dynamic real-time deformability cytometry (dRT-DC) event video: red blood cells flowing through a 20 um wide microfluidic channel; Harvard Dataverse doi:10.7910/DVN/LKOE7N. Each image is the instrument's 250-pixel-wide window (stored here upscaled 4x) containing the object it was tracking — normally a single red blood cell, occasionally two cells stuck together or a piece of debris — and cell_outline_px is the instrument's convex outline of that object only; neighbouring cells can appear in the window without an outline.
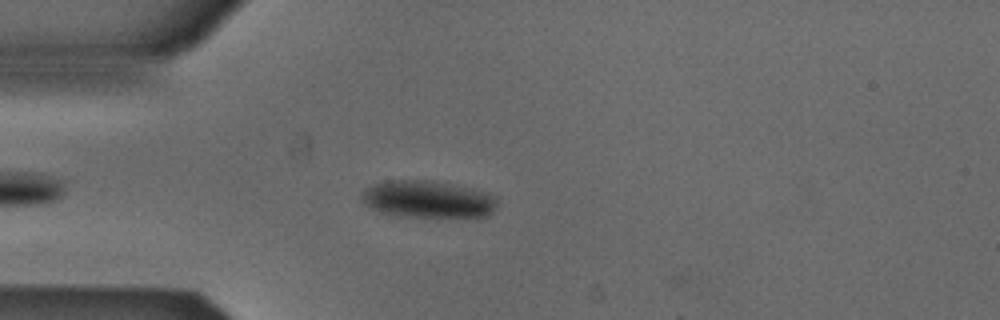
{"species": "Egyptian fruit bat (a non-hibernating species)", "species_latin": "Rousettus aegyptiacus", "temperature_condition": "cold", "stored_images_in_passage": 33, "camera_frame_rate_fps": 3000, "um_per_image_px": 0.085, "animal": {"sex": "male"}, "frame": {"image": 1, "passage_image": 6, "time_ms": 1.667, "image_size_px": [1000, 320], "cell_outline_px": [[496, 204], [492, 212], [488, 216], [480, 220], [476, 220], [388, 216], [364, 204], [360, 196], [368, 188], [384, 180], [432, 180], [468, 188], [484, 192], [496, 196]], "centroid_in_image_um": [36.42, 17.01], "position_along_channel_um": 48.6, "area_um2": 30.52}}
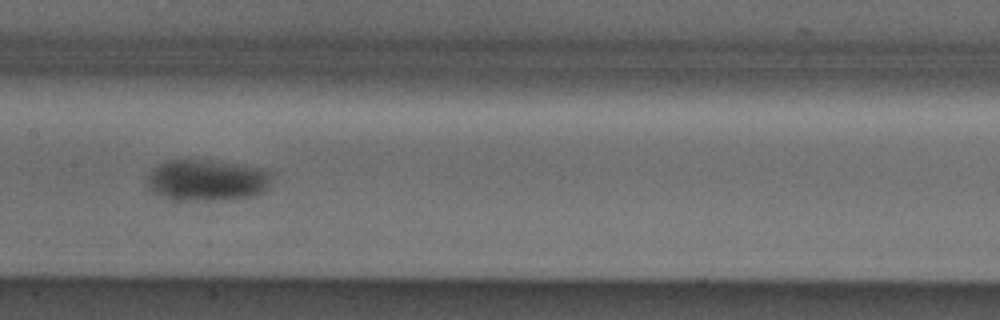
{"frame": {"image": 2, "passage_image": 18, "time_ms": 5.667, "image_size_px": [1000, 320], "cell_outline_px": [[276, 172], [268, 188], [264, 192], [252, 196], [220, 200], [176, 204], [152, 192], [148, 188], [148, 172], [152, 168], [168, 160], [208, 160], [264, 168]], "centroid_in_image_um": [17.59, 15.37], "position_along_channel_um": 189.8, "area_um2": 31.33}}
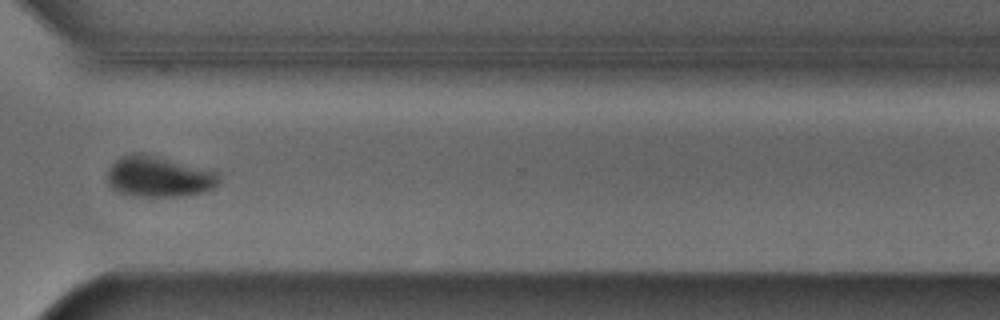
{"frame": {"image": 3, "passage_image": 31, "time_ms": 10.0, "image_size_px": [1000, 320], "cell_outline_px": [[220, 180], [212, 188], [204, 192], [180, 196], [132, 196], [120, 192], [112, 188], [108, 184], [108, 168], [120, 156], [132, 152], [144, 152], [216, 168], [220, 172]], "centroid_in_image_um": [13.58, 14.96], "position_along_channel_um": 357.0, "area_um2": 27.69}, "authors_computed_cell_mechanics": {"area_um2": 29.478, "velocity_mm_per_s": 3.8637, "shape_relaxation_time_tau1_ms": 6.5531, "shape_relaxation_time_tau2_ms": 4.8507, "deformation_change_tau1": 0.1285, "deformation_change_tau2": 0.0346}}